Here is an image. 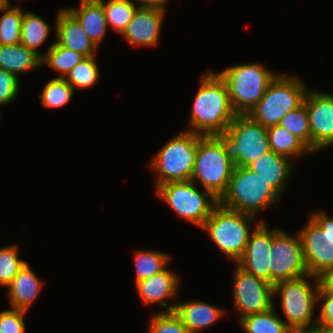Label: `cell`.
Listing matches in <instances>:
<instances>
[{"instance_id":"1","label":"cell","mask_w":333,"mask_h":333,"mask_svg":"<svg viewBox=\"0 0 333 333\" xmlns=\"http://www.w3.org/2000/svg\"><path fill=\"white\" fill-rule=\"evenodd\" d=\"M201 79L186 131L202 136L226 131L237 115L230 104L228 88L218 73L207 71Z\"/></svg>"},{"instance_id":"2","label":"cell","mask_w":333,"mask_h":333,"mask_svg":"<svg viewBox=\"0 0 333 333\" xmlns=\"http://www.w3.org/2000/svg\"><path fill=\"white\" fill-rule=\"evenodd\" d=\"M309 278L313 280L312 283L308 281ZM319 288L318 277L310 274L281 281L273 286L274 297L278 295L281 299L280 304L286 317L284 322L294 333H315L317 320L313 310L318 301Z\"/></svg>"},{"instance_id":"3","label":"cell","mask_w":333,"mask_h":333,"mask_svg":"<svg viewBox=\"0 0 333 333\" xmlns=\"http://www.w3.org/2000/svg\"><path fill=\"white\" fill-rule=\"evenodd\" d=\"M281 194L247 167H234L228 189L219 203L228 209L257 217L264 208L274 206Z\"/></svg>"},{"instance_id":"4","label":"cell","mask_w":333,"mask_h":333,"mask_svg":"<svg viewBox=\"0 0 333 333\" xmlns=\"http://www.w3.org/2000/svg\"><path fill=\"white\" fill-rule=\"evenodd\" d=\"M217 73L227 85L229 101L237 115H247L278 74L260 63L236 64Z\"/></svg>"},{"instance_id":"5","label":"cell","mask_w":333,"mask_h":333,"mask_svg":"<svg viewBox=\"0 0 333 333\" xmlns=\"http://www.w3.org/2000/svg\"><path fill=\"white\" fill-rule=\"evenodd\" d=\"M307 91L299 78L278 73L247 115L265 128L276 126L285 114L303 104Z\"/></svg>"},{"instance_id":"6","label":"cell","mask_w":333,"mask_h":333,"mask_svg":"<svg viewBox=\"0 0 333 333\" xmlns=\"http://www.w3.org/2000/svg\"><path fill=\"white\" fill-rule=\"evenodd\" d=\"M215 136L234 167H247L270 151L267 128L248 115H236L226 131Z\"/></svg>"},{"instance_id":"7","label":"cell","mask_w":333,"mask_h":333,"mask_svg":"<svg viewBox=\"0 0 333 333\" xmlns=\"http://www.w3.org/2000/svg\"><path fill=\"white\" fill-rule=\"evenodd\" d=\"M255 217L223 207L218 203L201 227L218 249L237 262L243 255Z\"/></svg>"},{"instance_id":"8","label":"cell","mask_w":333,"mask_h":333,"mask_svg":"<svg viewBox=\"0 0 333 333\" xmlns=\"http://www.w3.org/2000/svg\"><path fill=\"white\" fill-rule=\"evenodd\" d=\"M234 169L233 162L227 157L220 140L215 136L198 134L191 181H199L204 190L218 200L226 193Z\"/></svg>"},{"instance_id":"9","label":"cell","mask_w":333,"mask_h":333,"mask_svg":"<svg viewBox=\"0 0 333 333\" xmlns=\"http://www.w3.org/2000/svg\"><path fill=\"white\" fill-rule=\"evenodd\" d=\"M198 134L183 131L173 136L147 165L156 172L155 187L169 182L188 181L194 169Z\"/></svg>"},{"instance_id":"10","label":"cell","mask_w":333,"mask_h":333,"mask_svg":"<svg viewBox=\"0 0 333 333\" xmlns=\"http://www.w3.org/2000/svg\"><path fill=\"white\" fill-rule=\"evenodd\" d=\"M156 195L180 217L201 228L219 203L209 191L201 192L196 183L188 181L169 182L156 188Z\"/></svg>"},{"instance_id":"11","label":"cell","mask_w":333,"mask_h":333,"mask_svg":"<svg viewBox=\"0 0 333 333\" xmlns=\"http://www.w3.org/2000/svg\"><path fill=\"white\" fill-rule=\"evenodd\" d=\"M270 283L297 279L308 275L299 232L290 236L285 231L272 229L269 254Z\"/></svg>"},{"instance_id":"12","label":"cell","mask_w":333,"mask_h":333,"mask_svg":"<svg viewBox=\"0 0 333 333\" xmlns=\"http://www.w3.org/2000/svg\"><path fill=\"white\" fill-rule=\"evenodd\" d=\"M233 279L234 307L239 318L265 312L274 306L273 285L245 272L235 263Z\"/></svg>"},{"instance_id":"13","label":"cell","mask_w":333,"mask_h":333,"mask_svg":"<svg viewBox=\"0 0 333 333\" xmlns=\"http://www.w3.org/2000/svg\"><path fill=\"white\" fill-rule=\"evenodd\" d=\"M311 133V151L333 145V94L308 89L304 102Z\"/></svg>"},{"instance_id":"14","label":"cell","mask_w":333,"mask_h":333,"mask_svg":"<svg viewBox=\"0 0 333 333\" xmlns=\"http://www.w3.org/2000/svg\"><path fill=\"white\" fill-rule=\"evenodd\" d=\"M298 232L307 271L311 276L318 277L333 266V238L324 233L311 216L305 227Z\"/></svg>"},{"instance_id":"15","label":"cell","mask_w":333,"mask_h":333,"mask_svg":"<svg viewBox=\"0 0 333 333\" xmlns=\"http://www.w3.org/2000/svg\"><path fill=\"white\" fill-rule=\"evenodd\" d=\"M254 225L244 253L236 264L245 272L270 283L269 254L272 230H269L263 219Z\"/></svg>"},{"instance_id":"16","label":"cell","mask_w":333,"mask_h":333,"mask_svg":"<svg viewBox=\"0 0 333 333\" xmlns=\"http://www.w3.org/2000/svg\"><path fill=\"white\" fill-rule=\"evenodd\" d=\"M165 11L139 7L121 36L133 46H156L160 40Z\"/></svg>"},{"instance_id":"17","label":"cell","mask_w":333,"mask_h":333,"mask_svg":"<svg viewBox=\"0 0 333 333\" xmlns=\"http://www.w3.org/2000/svg\"><path fill=\"white\" fill-rule=\"evenodd\" d=\"M179 284L180 277L166 267L163 271L137 282L135 286L144 304L158 303L162 308L167 307L163 312H171L175 310L176 303L168 306L166 300H177Z\"/></svg>"},{"instance_id":"18","label":"cell","mask_w":333,"mask_h":333,"mask_svg":"<svg viewBox=\"0 0 333 333\" xmlns=\"http://www.w3.org/2000/svg\"><path fill=\"white\" fill-rule=\"evenodd\" d=\"M55 21L56 43L91 57L97 54V47L90 40L78 19L67 9H60Z\"/></svg>"},{"instance_id":"19","label":"cell","mask_w":333,"mask_h":333,"mask_svg":"<svg viewBox=\"0 0 333 333\" xmlns=\"http://www.w3.org/2000/svg\"><path fill=\"white\" fill-rule=\"evenodd\" d=\"M43 284L27 262L7 286L10 308L27 312L40 295Z\"/></svg>"},{"instance_id":"20","label":"cell","mask_w":333,"mask_h":333,"mask_svg":"<svg viewBox=\"0 0 333 333\" xmlns=\"http://www.w3.org/2000/svg\"><path fill=\"white\" fill-rule=\"evenodd\" d=\"M247 168L268 181L281 195L294 169L290 159L272 150L250 163Z\"/></svg>"},{"instance_id":"21","label":"cell","mask_w":333,"mask_h":333,"mask_svg":"<svg viewBox=\"0 0 333 333\" xmlns=\"http://www.w3.org/2000/svg\"><path fill=\"white\" fill-rule=\"evenodd\" d=\"M174 312L190 333H198L201 329L211 326L226 313V311L200 300L177 302Z\"/></svg>"},{"instance_id":"22","label":"cell","mask_w":333,"mask_h":333,"mask_svg":"<svg viewBox=\"0 0 333 333\" xmlns=\"http://www.w3.org/2000/svg\"><path fill=\"white\" fill-rule=\"evenodd\" d=\"M81 23L90 40L98 48L107 34L108 25L99 0H81L79 8H67Z\"/></svg>"},{"instance_id":"23","label":"cell","mask_w":333,"mask_h":333,"mask_svg":"<svg viewBox=\"0 0 333 333\" xmlns=\"http://www.w3.org/2000/svg\"><path fill=\"white\" fill-rule=\"evenodd\" d=\"M42 58L34 51L19 44L0 45V69L6 70L19 78V74H25L42 66Z\"/></svg>"},{"instance_id":"24","label":"cell","mask_w":333,"mask_h":333,"mask_svg":"<svg viewBox=\"0 0 333 333\" xmlns=\"http://www.w3.org/2000/svg\"><path fill=\"white\" fill-rule=\"evenodd\" d=\"M270 150L290 160L313 152L295 135L280 125L267 128Z\"/></svg>"},{"instance_id":"25","label":"cell","mask_w":333,"mask_h":333,"mask_svg":"<svg viewBox=\"0 0 333 333\" xmlns=\"http://www.w3.org/2000/svg\"><path fill=\"white\" fill-rule=\"evenodd\" d=\"M275 307L240 318L238 321L245 333H294L275 313Z\"/></svg>"},{"instance_id":"26","label":"cell","mask_w":333,"mask_h":333,"mask_svg":"<svg viewBox=\"0 0 333 333\" xmlns=\"http://www.w3.org/2000/svg\"><path fill=\"white\" fill-rule=\"evenodd\" d=\"M50 34L49 24L42 17L32 12H24L21 22L20 43L34 51L41 58L44 54L38 51Z\"/></svg>"},{"instance_id":"27","label":"cell","mask_w":333,"mask_h":333,"mask_svg":"<svg viewBox=\"0 0 333 333\" xmlns=\"http://www.w3.org/2000/svg\"><path fill=\"white\" fill-rule=\"evenodd\" d=\"M105 12V18L108 27H111L120 35L126 30L128 23L131 21L136 10L140 7L136 6L133 0H99Z\"/></svg>"},{"instance_id":"28","label":"cell","mask_w":333,"mask_h":333,"mask_svg":"<svg viewBox=\"0 0 333 333\" xmlns=\"http://www.w3.org/2000/svg\"><path fill=\"white\" fill-rule=\"evenodd\" d=\"M84 58L85 56L83 54L53 42L42 57L41 64H47L50 68L61 72V76H58V78H65Z\"/></svg>"},{"instance_id":"29","label":"cell","mask_w":333,"mask_h":333,"mask_svg":"<svg viewBox=\"0 0 333 333\" xmlns=\"http://www.w3.org/2000/svg\"><path fill=\"white\" fill-rule=\"evenodd\" d=\"M136 270L135 284L163 271L170 262V256L161 251L138 250L134 253Z\"/></svg>"},{"instance_id":"30","label":"cell","mask_w":333,"mask_h":333,"mask_svg":"<svg viewBox=\"0 0 333 333\" xmlns=\"http://www.w3.org/2000/svg\"><path fill=\"white\" fill-rule=\"evenodd\" d=\"M95 60L96 55L85 57L65 76L64 79L74 90L87 89L98 82L100 73Z\"/></svg>"},{"instance_id":"31","label":"cell","mask_w":333,"mask_h":333,"mask_svg":"<svg viewBox=\"0 0 333 333\" xmlns=\"http://www.w3.org/2000/svg\"><path fill=\"white\" fill-rule=\"evenodd\" d=\"M74 89L64 78L54 77L43 87L42 94L38 95L46 108H59L70 102Z\"/></svg>"},{"instance_id":"32","label":"cell","mask_w":333,"mask_h":333,"mask_svg":"<svg viewBox=\"0 0 333 333\" xmlns=\"http://www.w3.org/2000/svg\"><path fill=\"white\" fill-rule=\"evenodd\" d=\"M24 11L11 5L2 11L0 18V45L19 44L21 40V22Z\"/></svg>"},{"instance_id":"33","label":"cell","mask_w":333,"mask_h":333,"mask_svg":"<svg viewBox=\"0 0 333 333\" xmlns=\"http://www.w3.org/2000/svg\"><path fill=\"white\" fill-rule=\"evenodd\" d=\"M278 125L298 137L311 150L309 118L304 103L297 109L285 114Z\"/></svg>"},{"instance_id":"34","label":"cell","mask_w":333,"mask_h":333,"mask_svg":"<svg viewBox=\"0 0 333 333\" xmlns=\"http://www.w3.org/2000/svg\"><path fill=\"white\" fill-rule=\"evenodd\" d=\"M18 247L14 244L0 248V285L5 288L27 263L19 258Z\"/></svg>"},{"instance_id":"35","label":"cell","mask_w":333,"mask_h":333,"mask_svg":"<svg viewBox=\"0 0 333 333\" xmlns=\"http://www.w3.org/2000/svg\"><path fill=\"white\" fill-rule=\"evenodd\" d=\"M148 326V333H190L174 311L153 314Z\"/></svg>"},{"instance_id":"36","label":"cell","mask_w":333,"mask_h":333,"mask_svg":"<svg viewBox=\"0 0 333 333\" xmlns=\"http://www.w3.org/2000/svg\"><path fill=\"white\" fill-rule=\"evenodd\" d=\"M323 304L318 315L315 333H333V293L325 292L319 288L318 301Z\"/></svg>"},{"instance_id":"37","label":"cell","mask_w":333,"mask_h":333,"mask_svg":"<svg viewBox=\"0 0 333 333\" xmlns=\"http://www.w3.org/2000/svg\"><path fill=\"white\" fill-rule=\"evenodd\" d=\"M23 310L9 308L0 312L1 333H25V314Z\"/></svg>"},{"instance_id":"38","label":"cell","mask_w":333,"mask_h":333,"mask_svg":"<svg viewBox=\"0 0 333 333\" xmlns=\"http://www.w3.org/2000/svg\"><path fill=\"white\" fill-rule=\"evenodd\" d=\"M20 81L14 74L0 69V105L10 104L17 98Z\"/></svg>"},{"instance_id":"39","label":"cell","mask_w":333,"mask_h":333,"mask_svg":"<svg viewBox=\"0 0 333 333\" xmlns=\"http://www.w3.org/2000/svg\"><path fill=\"white\" fill-rule=\"evenodd\" d=\"M310 216L318 223L324 233H328L333 238V217H329L324 211L312 212Z\"/></svg>"},{"instance_id":"40","label":"cell","mask_w":333,"mask_h":333,"mask_svg":"<svg viewBox=\"0 0 333 333\" xmlns=\"http://www.w3.org/2000/svg\"><path fill=\"white\" fill-rule=\"evenodd\" d=\"M320 287L328 293H333V266L318 276Z\"/></svg>"},{"instance_id":"41","label":"cell","mask_w":333,"mask_h":333,"mask_svg":"<svg viewBox=\"0 0 333 333\" xmlns=\"http://www.w3.org/2000/svg\"><path fill=\"white\" fill-rule=\"evenodd\" d=\"M135 2L140 3V7H149V8H158L165 10V5L168 0H133Z\"/></svg>"},{"instance_id":"42","label":"cell","mask_w":333,"mask_h":333,"mask_svg":"<svg viewBox=\"0 0 333 333\" xmlns=\"http://www.w3.org/2000/svg\"><path fill=\"white\" fill-rule=\"evenodd\" d=\"M11 5L10 0H0V12L7 9Z\"/></svg>"}]
</instances>
